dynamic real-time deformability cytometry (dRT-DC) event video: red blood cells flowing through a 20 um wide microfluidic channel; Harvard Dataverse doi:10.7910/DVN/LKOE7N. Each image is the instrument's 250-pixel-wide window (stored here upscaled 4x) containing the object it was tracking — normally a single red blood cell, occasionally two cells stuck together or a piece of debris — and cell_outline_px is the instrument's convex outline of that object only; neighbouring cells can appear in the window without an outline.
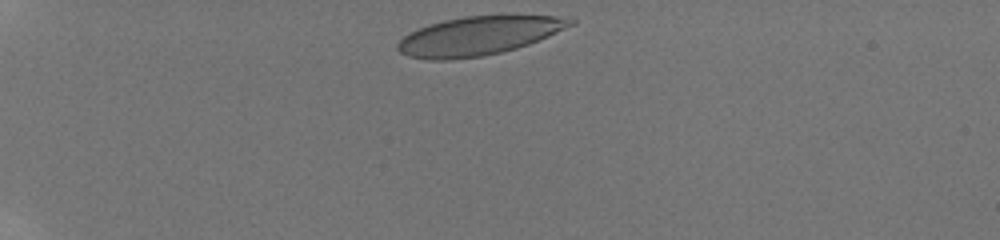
{"species": "human", "species_latin": "Homo sapiens", "temperature_condition": "room temperature", "stored_images_in_passage": 25, "camera_frame_rate_fps": 3000, "um_per_image_px": 0.085, "donor": {"sex": "male"}, "frame": {"image": 1, "passage_image": 1, "time_ms": 0.0, "image_size_px": [1000, 240], "cell_outline_px": [[576, 24], [548, 36], [528, 44], [516, 48], [500, 52], [480, 56], [448, 60], [428, 60], [408, 56], [400, 52], [396, 48], [396, 44], [408, 32], [416, 28], [428, 24], [444, 20], [464, 16], [556, 16], [576, 20]], "centroid_in_image_um": [40.62, 3.05], "position_along_channel_um": 44.4, "area_um2": 38.78}}
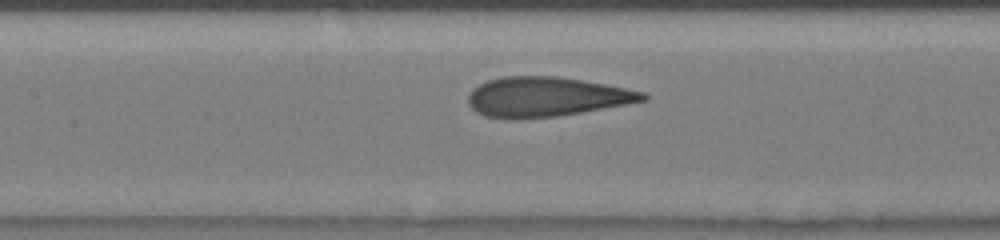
{"frame": {"image": 2, "passage_image": 13, "time_ms": 4.667, "image_size_px": [1000, 240], "cell_outline_px": [[648, 100], [580, 112], [556, 116], [484, 116], [476, 112], [468, 104], [468, 96], [472, 88], [488, 80], [504, 76], [556, 76], [604, 84], [644, 92], [648, 96]], "centroid_in_image_um": [46.43, 8.19], "position_along_channel_um": 161.0, "area_um2": 39.19}}
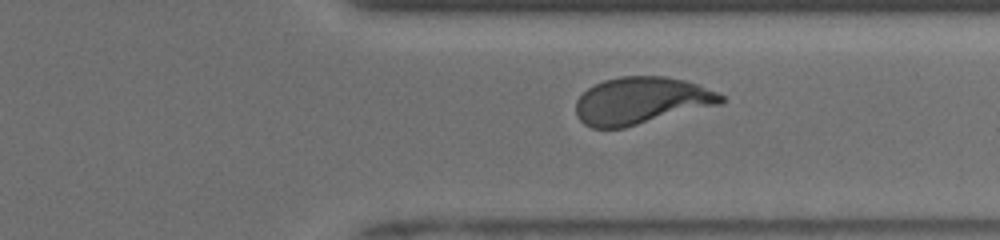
{"frame": {"image": 3, "passage_image": 25, "time_ms": 9.667, "image_size_px": [1000, 240], "cell_outline_px": [[728, 100], [720, 104], [624, 128], [592, 128], [584, 124], [576, 116], [576, 100], [588, 88], [604, 80], [620, 76], [664, 76], [684, 80], [696, 84], [716, 92], [724, 96]], "centroid_in_image_um": [54.49, 8.56], "position_along_channel_um": 356.9, "area_um2": 39.77}}